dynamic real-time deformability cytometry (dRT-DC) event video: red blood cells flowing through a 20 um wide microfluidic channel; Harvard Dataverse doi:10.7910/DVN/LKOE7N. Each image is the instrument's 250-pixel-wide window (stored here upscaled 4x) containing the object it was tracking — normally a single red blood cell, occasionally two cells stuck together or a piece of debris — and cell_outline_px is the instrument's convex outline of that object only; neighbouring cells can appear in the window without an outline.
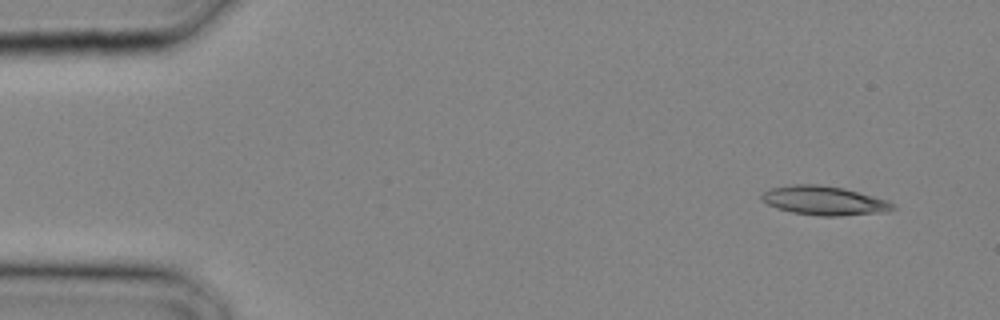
{"species": "common noctule bat (a hibernating species)", "species_latin": "Nyctalus noctula", "temperature_condition": "cold", "stored_images_in_passage": 17, "camera_frame_rate_fps": 3000, "um_per_image_px": 0.085, "animal": {"sex": "male", "body_mass_g": 20.4}, "frame": {"image": 1, "passage_image": 1, "time_ms": 0.0, "image_size_px": [1000, 320], "cell_outline_px": [[896, 208], [888, 212], [840, 216], [820, 216], [792, 212], [776, 208], [760, 200], [760, 196], [764, 192], [772, 188], [792, 184], [820, 184], [844, 188], [888, 200]], "centroid_in_image_um": [70.06, 17.05], "position_along_channel_um": 14.9, "area_um2": 22.31}}
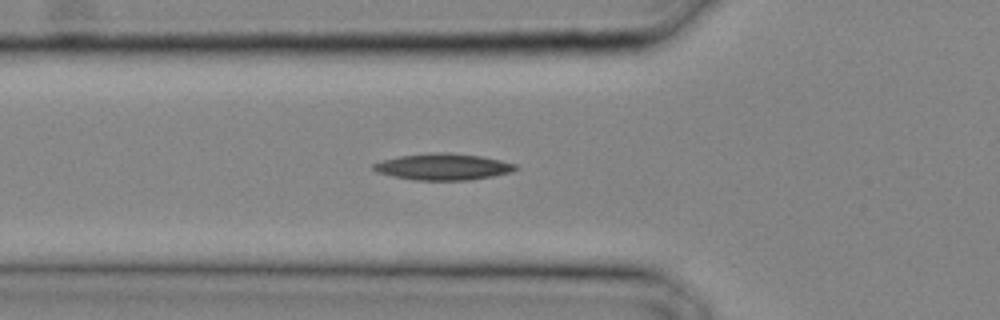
{"frame": {"image": 2, "passage_image": 9, "time_ms": 2.667, "image_size_px": [1000, 320], "cell_outline_px": [[520, 168], [512, 172], [492, 176], [468, 180], [416, 180], [392, 176], [376, 172], [372, 168], [372, 164], [384, 160], [400, 156], [440, 152], [448, 152], [484, 156], [516, 164]], "centroid_in_image_um": [37.7, 14.17], "position_along_channel_um": 88.1, "area_um2": 21.91}}
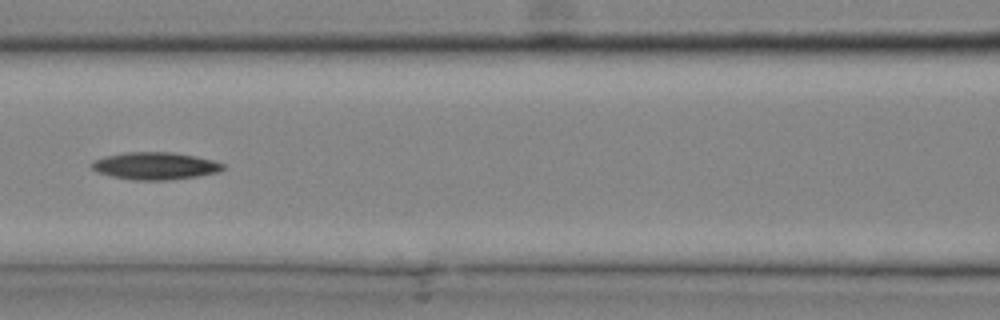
{"frame": {"image": 3, "passage_image": 12, "time_ms": 3.667, "image_size_px": [1000, 320], "cell_outline_px": [[224, 168], [216, 172], [196, 176], [168, 180], [132, 180], [112, 176], [96, 172], [92, 168], [92, 160], [104, 156], [124, 152], [172, 152], [196, 156], [212, 160], [224, 164]], "centroid_in_image_um": [13.14, 14.09], "position_along_channel_um": 153.5, "area_um2": 20.87}}